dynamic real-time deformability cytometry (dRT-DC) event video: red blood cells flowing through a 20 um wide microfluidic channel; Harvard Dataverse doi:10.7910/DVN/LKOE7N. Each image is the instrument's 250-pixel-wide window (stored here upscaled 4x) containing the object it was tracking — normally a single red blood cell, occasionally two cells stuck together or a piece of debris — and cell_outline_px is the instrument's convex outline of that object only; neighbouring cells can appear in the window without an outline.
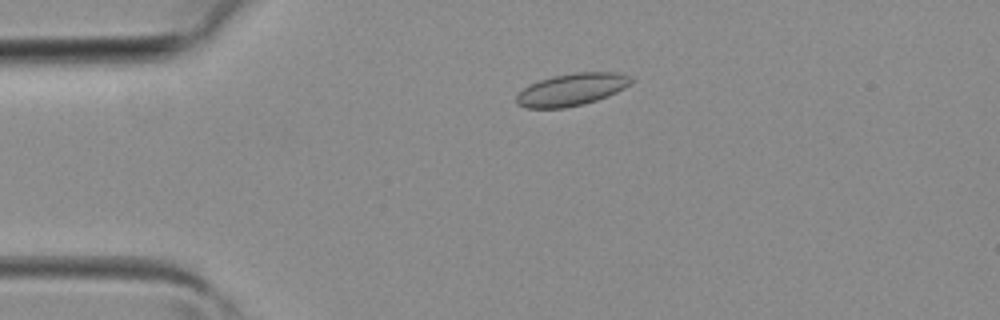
{"species": "common noctule bat (a hibernating species)", "species_latin": "Nyctalus noctula", "temperature_condition": "room temperature", "stored_images_in_passage": 4, "camera_frame_rate_fps": 3000, "um_per_image_px": 0.085, "animal": {"sex": "female", "body_mass_g": 19.3, "forearm_length_mm": 54.1}, "frame": {"image": 1, "passage_image": 2, "time_ms": 0.333, "image_size_px": [1000, 320], "cell_outline_px": [[632, 80], [624, 88], [608, 96], [584, 104], [564, 108], [528, 108], [516, 104], [516, 96], [528, 84], [552, 76], [576, 72], [616, 72], [632, 76]], "centroid_in_image_um": [48.58, 7.61], "position_along_channel_um": 36.4, "area_um2": 21.56}}
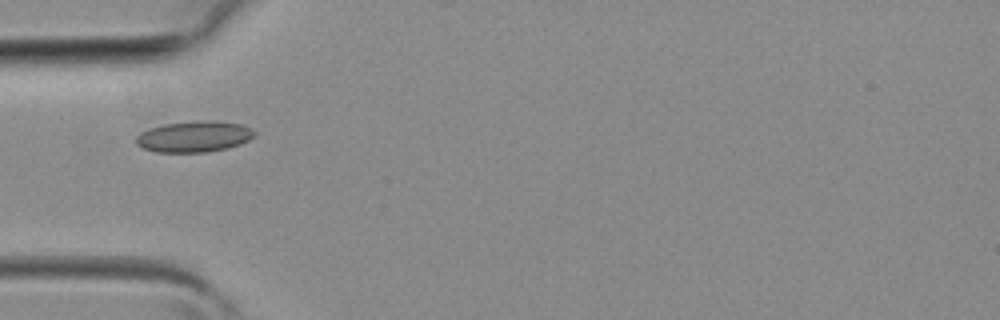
{"frame": {"image": 2, "passage_image": 3, "time_ms": 0.667, "image_size_px": [1000, 320], "cell_outline_px": [[256, 132], [248, 140], [240, 144], [228, 148], [208, 152], [156, 152], [144, 148], [136, 144], [136, 136], [140, 132], [164, 124], [196, 120], [212, 120], [240, 124], [252, 128]], "centroid_in_image_um": [16.5, 11.6], "position_along_channel_um": 68.5, "area_um2": 21.44}}
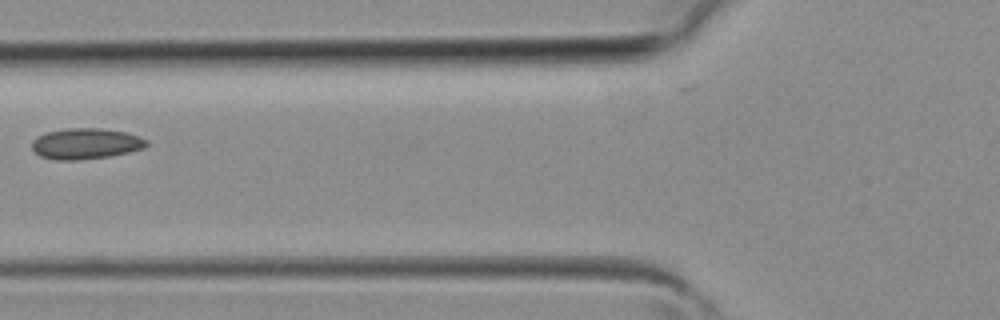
{"frame": {"image": 3, "passage_image": 4, "time_ms": 1.0, "image_size_px": [1000, 320], "cell_outline_px": [[148, 144], [144, 148], [128, 152], [108, 156], [76, 160], [56, 160], [40, 156], [32, 148], [32, 140], [36, 136], [48, 132], [68, 128], [100, 128], [128, 132], [140, 136], [148, 140]], "centroid_in_image_um": [7.3, 12.2], "position_along_channel_um": 118.5, "area_um2": 20.63}}